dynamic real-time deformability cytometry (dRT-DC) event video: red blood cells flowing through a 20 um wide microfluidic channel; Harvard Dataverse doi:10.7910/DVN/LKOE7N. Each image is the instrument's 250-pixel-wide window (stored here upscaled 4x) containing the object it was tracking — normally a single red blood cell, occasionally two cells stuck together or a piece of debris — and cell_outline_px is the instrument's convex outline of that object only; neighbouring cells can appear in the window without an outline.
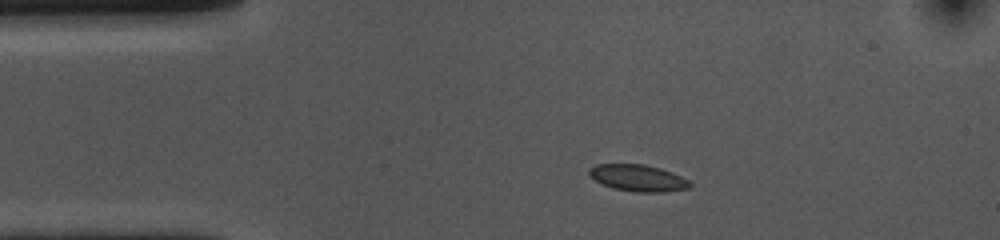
{"species": "common noctule bat (a hibernating species)", "species_latin": "Nyctalus noctula", "temperature_condition": "cold", "stored_images_in_passage": 46, "camera_frame_rate_fps": 3000, "um_per_image_px": 0.085, "animal": {"sex": "female", "body_mass_g": 10.0, "forearm_length_mm": 53.1}, "frame": {"image": 1, "passage_image": 1, "time_ms": 0.0, "image_size_px": [1000, 240], "cell_outline_px": [[692, 188], [664, 192], [636, 192], [612, 188], [588, 176], [588, 168], [596, 164], [644, 164], [660, 168], [672, 172], [688, 180], [692, 184]], "centroid_in_image_um": [54.23, 15.13], "position_along_channel_um": 30.8, "area_um2": 15.78}}
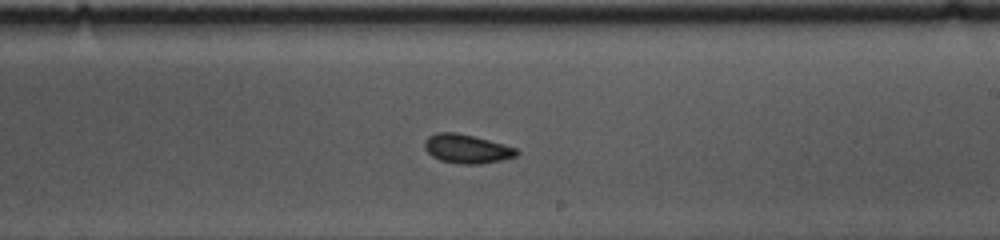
{"frame": {"image": 2, "passage_image": 22, "time_ms": 7.0, "image_size_px": [1000, 240], "cell_outline_px": [[520, 152], [516, 156], [500, 160], [480, 164], [464, 164], [440, 160], [432, 156], [424, 148], [424, 140], [428, 136], [436, 132], [456, 132], [488, 140], [516, 148]], "centroid_in_image_um": [39.64, 12.64], "position_along_channel_um": 249.4, "area_um2": 15.37}}
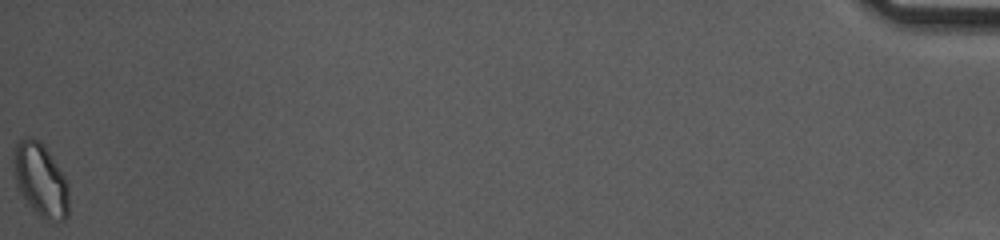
{"frame": {"image": 3, "passage_image": 46, "time_ms": 15.0, "image_size_px": [1000, 240], "cell_outline_px": [[68, 216], [64, 220], [44, 220], [32, 208], [20, 192], [16, 184], [12, 160], [12, 152], [16, 144], [24, 136], [32, 136], [40, 140], [44, 144], [64, 176], [68, 184]], "centroid_in_image_um": [3.43, 15.24], "position_along_channel_um": 431.8, "area_um2": 23.76}, "authors_computed_cell_mechanics": {"area_um2": 15.4904, "velocity_mm_per_s": 3.6156, "shape_relaxation_time_tau1_ms": 5.911, "shape_relaxation_time_tau2_ms": 2.7205, "deformation_change_tau1": 0.0641, "deformation_change_tau2": 0.0529}}